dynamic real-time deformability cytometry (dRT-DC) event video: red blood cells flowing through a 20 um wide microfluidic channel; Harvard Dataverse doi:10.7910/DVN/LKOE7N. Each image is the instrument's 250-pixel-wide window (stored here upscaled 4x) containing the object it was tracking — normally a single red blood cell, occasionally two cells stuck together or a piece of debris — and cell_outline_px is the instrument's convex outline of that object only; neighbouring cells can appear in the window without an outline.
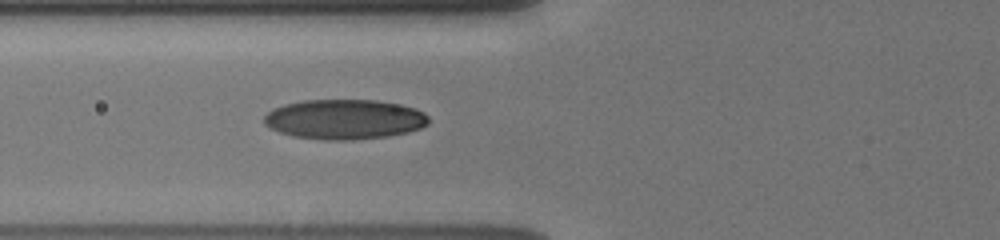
{"species": "human", "species_latin": "Homo sapiens", "temperature_condition": "cold", "stored_images_in_passage": 35, "camera_frame_rate_fps": 3000, "um_per_image_px": 0.085, "donor": {"sex": "male"}, "frame": {"image": 1, "passage_image": 3, "time_ms": 0.667, "image_size_px": [1000, 240], "cell_outline_px": [[428, 124], [420, 128], [408, 132], [388, 136], [352, 140], [324, 140], [292, 136], [280, 132], [264, 124], [264, 116], [272, 108], [284, 104], [304, 100], [376, 100], [400, 104], [416, 108], [424, 112], [428, 116]], "centroid_in_image_um": [29.28, 10.14], "position_along_channel_um": 96.5, "area_um2": 38.44}}
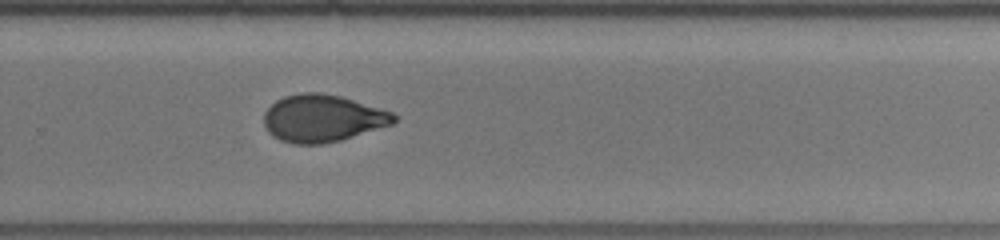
{"frame": {"image": 2, "passage_image": 19, "time_ms": 6.0, "image_size_px": [1000, 240], "cell_outline_px": [[400, 116], [392, 124], [340, 140], [324, 144], [292, 144], [280, 140], [272, 136], [268, 132], [264, 124], [264, 112], [276, 100], [284, 96], [300, 92], [320, 92], [340, 96], [380, 108], [392, 112]], "centroid_in_image_um": [27.4, 10.05], "position_along_channel_um": 302.4, "area_um2": 35.89}}
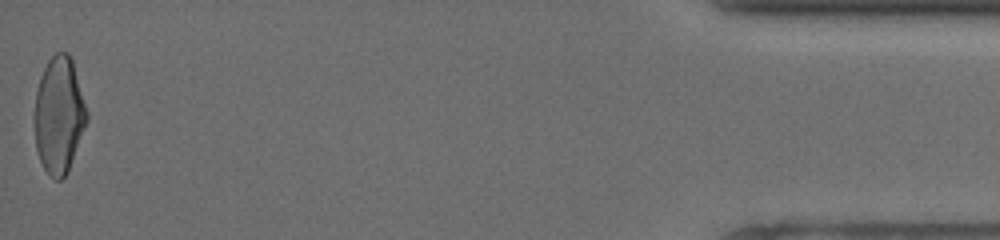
{"frame": {"image": 3, "passage_image": 35, "time_ms": 11.333, "image_size_px": [1000, 240], "cell_outline_px": [[88, 120], [68, 172], [60, 180], [56, 180], [44, 168], [40, 160], [36, 148], [36, 92], [40, 76], [48, 60], [56, 52], [68, 52], [72, 60], [88, 112]], "centroid_in_image_um": [5.04, 9.77], "position_along_channel_um": 430.2, "area_um2": 35.08}, "authors_computed_cell_mechanics": {"area_um2": 35.8938, "velocity_mm_per_s": 3.867, "shape_relaxation_time_tau1_ms": 4.6442, "shape_relaxation_time_tau2_ms": 1.6386, "deformation_change_tau1": 0.1776, "deformation_change_tau2": 0.0654}}